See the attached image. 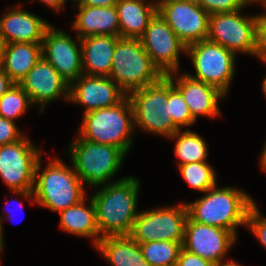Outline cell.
<instances>
[{"label":"cell","instance_id":"6da1fadb","mask_svg":"<svg viewBox=\"0 0 266 266\" xmlns=\"http://www.w3.org/2000/svg\"><path fill=\"white\" fill-rule=\"evenodd\" d=\"M139 190V180L129 176L103 185L101 190L91 196L101 238L131 233L138 216L136 207Z\"/></svg>","mask_w":266,"mask_h":266},{"label":"cell","instance_id":"7a4b0ae2","mask_svg":"<svg viewBox=\"0 0 266 266\" xmlns=\"http://www.w3.org/2000/svg\"><path fill=\"white\" fill-rule=\"evenodd\" d=\"M214 187L193 203H187L188 216L195 222L231 231L246 225L249 209L255 204L251 196L233 187Z\"/></svg>","mask_w":266,"mask_h":266},{"label":"cell","instance_id":"3957f363","mask_svg":"<svg viewBox=\"0 0 266 266\" xmlns=\"http://www.w3.org/2000/svg\"><path fill=\"white\" fill-rule=\"evenodd\" d=\"M40 161L39 159L35 169L33 188L37 204L59 212L78 204L85 198L83 183L73 167L69 168L56 157L39 174Z\"/></svg>","mask_w":266,"mask_h":266},{"label":"cell","instance_id":"277c9868","mask_svg":"<svg viewBox=\"0 0 266 266\" xmlns=\"http://www.w3.org/2000/svg\"><path fill=\"white\" fill-rule=\"evenodd\" d=\"M134 127L133 107L126 96L115 106L84 113L78 136L87 141L116 146L127 154L132 145Z\"/></svg>","mask_w":266,"mask_h":266},{"label":"cell","instance_id":"5b68a950","mask_svg":"<svg viewBox=\"0 0 266 266\" xmlns=\"http://www.w3.org/2000/svg\"><path fill=\"white\" fill-rule=\"evenodd\" d=\"M172 86L173 78L162 75L155 82L127 95L133 107L135 126L168 138L179 130L172 121L168 105V90Z\"/></svg>","mask_w":266,"mask_h":266},{"label":"cell","instance_id":"8992f818","mask_svg":"<svg viewBox=\"0 0 266 266\" xmlns=\"http://www.w3.org/2000/svg\"><path fill=\"white\" fill-rule=\"evenodd\" d=\"M162 75L143 48L140 39L117 40L108 77L127 95L155 82Z\"/></svg>","mask_w":266,"mask_h":266},{"label":"cell","instance_id":"52a82bcc","mask_svg":"<svg viewBox=\"0 0 266 266\" xmlns=\"http://www.w3.org/2000/svg\"><path fill=\"white\" fill-rule=\"evenodd\" d=\"M68 151L71 153L73 168L82 183L95 187L112 183L110 179L119 171L126 155L116 146L87 141L79 136Z\"/></svg>","mask_w":266,"mask_h":266},{"label":"cell","instance_id":"ba28073f","mask_svg":"<svg viewBox=\"0 0 266 266\" xmlns=\"http://www.w3.org/2000/svg\"><path fill=\"white\" fill-rule=\"evenodd\" d=\"M41 152L26 135L17 142L0 146V177L16 195L34 203L35 169Z\"/></svg>","mask_w":266,"mask_h":266},{"label":"cell","instance_id":"9c48e42d","mask_svg":"<svg viewBox=\"0 0 266 266\" xmlns=\"http://www.w3.org/2000/svg\"><path fill=\"white\" fill-rule=\"evenodd\" d=\"M192 60L195 76L190 77L218 88L225 95L235 72V53L209 40L186 46Z\"/></svg>","mask_w":266,"mask_h":266},{"label":"cell","instance_id":"30bf717a","mask_svg":"<svg viewBox=\"0 0 266 266\" xmlns=\"http://www.w3.org/2000/svg\"><path fill=\"white\" fill-rule=\"evenodd\" d=\"M187 218L186 203L138 212L129 236L139 244L153 241L183 243Z\"/></svg>","mask_w":266,"mask_h":266},{"label":"cell","instance_id":"8fae6325","mask_svg":"<svg viewBox=\"0 0 266 266\" xmlns=\"http://www.w3.org/2000/svg\"><path fill=\"white\" fill-rule=\"evenodd\" d=\"M241 11L210 14L207 40L235 54L256 55L258 15L243 17Z\"/></svg>","mask_w":266,"mask_h":266},{"label":"cell","instance_id":"7c38bea8","mask_svg":"<svg viewBox=\"0 0 266 266\" xmlns=\"http://www.w3.org/2000/svg\"><path fill=\"white\" fill-rule=\"evenodd\" d=\"M140 41L153 64L163 75L174 72L177 74L179 53H186V45L158 12L150 20Z\"/></svg>","mask_w":266,"mask_h":266},{"label":"cell","instance_id":"4fadbf2b","mask_svg":"<svg viewBox=\"0 0 266 266\" xmlns=\"http://www.w3.org/2000/svg\"><path fill=\"white\" fill-rule=\"evenodd\" d=\"M157 12L186 46L207 40L210 14L197 1L169 2Z\"/></svg>","mask_w":266,"mask_h":266},{"label":"cell","instance_id":"5bb4252c","mask_svg":"<svg viewBox=\"0 0 266 266\" xmlns=\"http://www.w3.org/2000/svg\"><path fill=\"white\" fill-rule=\"evenodd\" d=\"M236 240L226 229L193 221L189 216L185 224L183 249L212 263L223 260Z\"/></svg>","mask_w":266,"mask_h":266},{"label":"cell","instance_id":"9a60e30c","mask_svg":"<svg viewBox=\"0 0 266 266\" xmlns=\"http://www.w3.org/2000/svg\"><path fill=\"white\" fill-rule=\"evenodd\" d=\"M42 58L70 84L83 73L81 46L61 30L49 26L44 34Z\"/></svg>","mask_w":266,"mask_h":266},{"label":"cell","instance_id":"2e32d148","mask_svg":"<svg viewBox=\"0 0 266 266\" xmlns=\"http://www.w3.org/2000/svg\"><path fill=\"white\" fill-rule=\"evenodd\" d=\"M126 96L127 94L107 76L82 74L69 84L68 101L84 105V113L115 106Z\"/></svg>","mask_w":266,"mask_h":266},{"label":"cell","instance_id":"e0dca14e","mask_svg":"<svg viewBox=\"0 0 266 266\" xmlns=\"http://www.w3.org/2000/svg\"><path fill=\"white\" fill-rule=\"evenodd\" d=\"M18 84L28 94L32 104H41V111L46 104L61 96L69 100V83L43 58Z\"/></svg>","mask_w":266,"mask_h":266},{"label":"cell","instance_id":"ac0fdd59","mask_svg":"<svg viewBox=\"0 0 266 266\" xmlns=\"http://www.w3.org/2000/svg\"><path fill=\"white\" fill-rule=\"evenodd\" d=\"M168 75L173 78V86L181 93L195 121L199 115L215 117L220 114L218 102L225 94L218 88L188 74L181 75L176 82L173 73Z\"/></svg>","mask_w":266,"mask_h":266},{"label":"cell","instance_id":"d6986e66","mask_svg":"<svg viewBox=\"0 0 266 266\" xmlns=\"http://www.w3.org/2000/svg\"><path fill=\"white\" fill-rule=\"evenodd\" d=\"M49 23L18 7L0 18V35L5 43H42Z\"/></svg>","mask_w":266,"mask_h":266},{"label":"cell","instance_id":"ffe728a7","mask_svg":"<svg viewBox=\"0 0 266 266\" xmlns=\"http://www.w3.org/2000/svg\"><path fill=\"white\" fill-rule=\"evenodd\" d=\"M120 36L93 35L78 38L82 52V70L89 76H109L117 40Z\"/></svg>","mask_w":266,"mask_h":266},{"label":"cell","instance_id":"44dd1931","mask_svg":"<svg viewBox=\"0 0 266 266\" xmlns=\"http://www.w3.org/2000/svg\"><path fill=\"white\" fill-rule=\"evenodd\" d=\"M73 28L80 39L93 35L119 36L116 7L78 5L77 19L73 22Z\"/></svg>","mask_w":266,"mask_h":266},{"label":"cell","instance_id":"7402d4cb","mask_svg":"<svg viewBox=\"0 0 266 266\" xmlns=\"http://www.w3.org/2000/svg\"><path fill=\"white\" fill-rule=\"evenodd\" d=\"M118 0L115 7L119 22L120 38L140 39L150 20L157 13V7L152 1ZM146 4H145V3Z\"/></svg>","mask_w":266,"mask_h":266},{"label":"cell","instance_id":"603a6c76","mask_svg":"<svg viewBox=\"0 0 266 266\" xmlns=\"http://www.w3.org/2000/svg\"><path fill=\"white\" fill-rule=\"evenodd\" d=\"M95 247L112 266H151L129 235L102 237Z\"/></svg>","mask_w":266,"mask_h":266},{"label":"cell","instance_id":"cb8c5ba5","mask_svg":"<svg viewBox=\"0 0 266 266\" xmlns=\"http://www.w3.org/2000/svg\"><path fill=\"white\" fill-rule=\"evenodd\" d=\"M41 58L40 43H7L1 68L18 84Z\"/></svg>","mask_w":266,"mask_h":266},{"label":"cell","instance_id":"d4e9b609","mask_svg":"<svg viewBox=\"0 0 266 266\" xmlns=\"http://www.w3.org/2000/svg\"><path fill=\"white\" fill-rule=\"evenodd\" d=\"M85 201L86 198L74 206L59 211L60 226L70 234L94 239L93 243L96 246L101 235L96 225L95 206L91 197L88 207Z\"/></svg>","mask_w":266,"mask_h":266},{"label":"cell","instance_id":"484cf974","mask_svg":"<svg viewBox=\"0 0 266 266\" xmlns=\"http://www.w3.org/2000/svg\"><path fill=\"white\" fill-rule=\"evenodd\" d=\"M170 138H174L175 155L180 160L178 166L188 163H196L206 161L208 156V148L200 135L193 131L180 130L176 131Z\"/></svg>","mask_w":266,"mask_h":266},{"label":"cell","instance_id":"4316f807","mask_svg":"<svg viewBox=\"0 0 266 266\" xmlns=\"http://www.w3.org/2000/svg\"><path fill=\"white\" fill-rule=\"evenodd\" d=\"M182 244L174 241H153L140 243L139 247L151 266H176Z\"/></svg>","mask_w":266,"mask_h":266},{"label":"cell","instance_id":"83f0119b","mask_svg":"<svg viewBox=\"0 0 266 266\" xmlns=\"http://www.w3.org/2000/svg\"><path fill=\"white\" fill-rule=\"evenodd\" d=\"M178 167L184 181L197 191L205 193L217 184L214 169L207 161L183 164Z\"/></svg>","mask_w":266,"mask_h":266},{"label":"cell","instance_id":"f1b7e54d","mask_svg":"<svg viewBox=\"0 0 266 266\" xmlns=\"http://www.w3.org/2000/svg\"><path fill=\"white\" fill-rule=\"evenodd\" d=\"M32 103L19 84L12 85L0 98V116L14 121L26 112Z\"/></svg>","mask_w":266,"mask_h":266},{"label":"cell","instance_id":"f546056e","mask_svg":"<svg viewBox=\"0 0 266 266\" xmlns=\"http://www.w3.org/2000/svg\"><path fill=\"white\" fill-rule=\"evenodd\" d=\"M168 105L172 121L179 130L181 126L188 127L196 122L181 93L174 86L168 90Z\"/></svg>","mask_w":266,"mask_h":266},{"label":"cell","instance_id":"4dcf8cb0","mask_svg":"<svg viewBox=\"0 0 266 266\" xmlns=\"http://www.w3.org/2000/svg\"><path fill=\"white\" fill-rule=\"evenodd\" d=\"M197 3L208 14L235 12L248 4L245 0H197Z\"/></svg>","mask_w":266,"mask_h":266},{"label":"cell","instance_id":"1f68e13d","mask_svg":"<svg viewBox=\"0 0 266 266\" xmlns=\"http://www.w3.org/2000/svg\"><path fill=\"white\" fill-rule=\"evenodd\" d=\"M263 217L257 205L254 204L248 211L246 225L266 248V218Z\"/></svg>","mask_w":266,"mask_h":266},{"label":"cell","instance_id":"d6a6232c","mask_svg":"<svg viewBox=\"0 0 266 266\" xmlns=\"http://www.w3.org/2000/svg\"><path fill=\"white\" fill-rule=\"evenodd\" d=\"M23 137L15 121L0 116V146L17 142Z\"/></svg>","mask_w":266,"mask_h":266},{"label":"cell","instance_id":"836d02e7","mask_svg":"<svg viewBox=\"0 0 266 266\" xmlns=\"http://www.w3.org/2000/svg\"><path fill=\"white\" fill-rule=\"evenodd\" d=\"M266 63V15H258L256 55Z\"/></svg>","mask_w":266,"mask_h":266},{"label":"cell","instance_id":"e575fe53","mask_svg":"<svg viewBox=\"0 0 266 266\" xmlns=\"http://www.w3.org/2000/svg\"><path fill=\"white\" fill-rule=\"evenodd\" d=\"M212 263L198 255L192 254L185 249H181L176 266H214Z\"/></svg>","mask_w":266,"mask_h":266},{"label":"cell","instance_id":"d590c367","mask_svg":"<svg viewBox=\"0 0 266 266\" xmlns=\"http://www.w3.org/2000/svg\"><path fill=\"white\" fill-rule=\"evenodd\" d=\"M118 0H75L76 5L97 6V7H111L115 6Z\"/></svg>","mask_w":266,"mask_h":266},{"label":"cell","instance_id":"8d00e7d4","mask_svg":"<svg viewBox=\"0 0 266 266\" xmlns=\"http://www.w3.org/2000/svg\"><path fill=\"white\" fill-rule=\"evenodd\" d=\"M15 83L9 78V76L0 68V98L6 93V91Z\"/></svg>","mask_w":266,"mask_h":266},{"label":"cell","instance_id":"74e56055","mask_svg":"<svg viewBox=\"0 0 266 266\" xmlns=\"http://www.w3.org/2000/svg\"><path fill=\"white\" fill-rule=\"evenodd\" d=\"M44 4L48 5L52 9H56L58 12L64 6L66 0H40Z\"/></svg>","mask_w":266,"mask_h":266},{"label":"cell","instance_id":"f35d334b","mask_svg":"<svg viewBox=\"0 0 266 266\" xmlns=\"http://www.w3.org/2000/svg\"><path fill=\"white\" fill-rule=\"evenodd\" d=\"M5 45H6L5 41H4L3 37L0 35V68H1L2 62H3Z\"/></svg>","mask_w":266,"mask_h":266},{"label":"cell","instance_id":"ab89813d","mask_svg":"<svg viewBox=\"0 0 266 266\" xmlns=\"http://www.w3.org/2000/svg\"><path fill=\"white\" fill-rule=\"evenodd\" d=\"M261 167L266 171V144L264 145L263 151L261 153Z\"/></svg>","mask_w":266,"mask_h":266},{"label":"cell","instance_id":"60d3db41","mask_svg":"<svg viewBox=\"0 0 266 266\" xmlns=\"http://www.w3.org/2000/svg\"><path fill=\"white\" fill-rule=\"evenodd\" d=\"M173 1H197V0H159L158 2H154V4L156 5L157 9L163 5V4H167L169 2H173Z\"/></svg>","mask_w":266,"mask_h":266},{"label":"cell","instance_id":"b9f144b4","mask_svg":"<svg viewBox=\"0 0 266 266\" xmlns=\"http://www.w3.org/2000/svg\"><path fill=\"white\" fill-rule=\"evenodd\" d=\"M214 266H241V265H239V264H237L235 261H231V262H222V260L221 261H219V262H217V263H215V265Z\"/></svg>","mask_w":266,"mask_h":266},{"label":"cell","instance_id":"7bdbcfd3","mask_svg":"<svg viewBox=\"0 0 266 266\" xmlns=\"http://www.w3.org/2000/svg\"><path fill=\"white\" fill-rule=\"evenodd\" d=\"M2 228H3V225H2V218L0 217V253L3 251L4 247H3V234H2Z\"/></svg>","mask_w":266,"mask_h":266},{"label":"cell","instance_id":"ee69618b","mask_svg":"<svg viewBox=\"0 0 266 266\" xmlns=\"http://www.w3.org/2000/svg\"><path fill=\"white\" fill-rule=\"evenodd\" d=\"M245 1H246L247 3H253V2H255V3H256V2H257V3H260V2H261V3L263 4L266 0H245Z\"/></svg>","mask_w":266,"mask_h":266},{"label":"cell","instance_id":"f6af8a7d","mask_svg":"<svg viewBox=\"0 0 266 266\" xmlns=\"http://www.w3.org/2000/svg\"><path fill=\"white\" fill-rule=\"evenodd\" d=\"M262 87H263V92L266 95V77L263 80Z\"/></svg>","mask_w":266,"mask_h":266},{"label":"cell","instance_id":"bcb514c9","mask_svg":"<svg viewBox=\"0 0 266 266\" xmlns=\"http://www.w3.org/2000/svg\"><path fill=\"white\" fill-rule=\"evenodd\" d=\"M263 7L265 8V11H266V1L263 3ZM264 14L266 15V12H264Z\"/></svg>","mask_w":266,"mask_h":266},{"label":"cell","instance_id":"7dc6e473","mask_svg":"<svg viewBox=\"0 0 266 266\" xmlns=\"http://www.w3.org/2000/svg\"><path fill=\"white\" fill-rule=\"evenodd\" d=\"M8 203H10V202H8ZM15 206V205H14ZM10 213V212H9ZM9 213H6L7 214V217H8V219L10 218V217H12L11 216V213L9 214Z\"/></svg>","mask_w":266,"mask_h":266}]
</instances>
